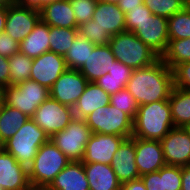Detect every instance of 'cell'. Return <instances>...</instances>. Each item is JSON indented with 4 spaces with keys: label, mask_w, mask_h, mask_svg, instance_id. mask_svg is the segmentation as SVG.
Listing matches in <instances>:
<instances>
[{
    "label": "cell",
    "mask_w": 190,
    "mask_h": 190,
    "mask_svg": "<svg viewBox=\"0 0 190 190\" xmlns=\"http://www.w3.org/2000/svg\"><path fill=\"white\" fill-rule=\"evenodd\" d=\"M48 97L50 90L30 79L3 88V102L23 112L29 118Z\"/></svg>",
    "instance_id": "cell-6"
},
{
    "label": "cell",
    "mask_w": 190,
    "mask_h": 190,
    "mask_svg": "<svg viewBox=\"0 0 190 190\" xmlns=\"http://www.w3.org/2000/svg\"><path fill=\"white\" fill-rule=\"evenodd\" d=\"M0 187L3 190H31L28 170L4 149L0 152Z\"/></svg>",
    "instance_id": "cell-16"
},
{
    "label": "cell",
    "mask_w": 190,
    "mask_h": 190,
    "mask_svg": "<svg viewBox=\"0 0 190 190\" xmlns=\"http://www.w3.org/2000/svg\"><path fill=\"white\" fill-rule=\"evenodd\" d=\"M121 190H146L141 178L121 184Z\"/></svg>",
    "instance_id": "cell-45"
},
{
    "label": "cell",
    "mask_w": 190,
    "mask_h": 190,
    "mask_svg": "<svg viewBox=\"0 0 190 190\" xmlns=\"http://www.w3.org/2000/svg\"><path fill=\"white\" fill-rule=\"evenodd\" d=\"M90 190H121L112 167L102 163H83Z\"/></svg>",
    "instance_id": "cell-24"
},
{
    "label": "cell",
    "mask_w": 190,
    "mask_h": 190,
    "mask_svg": "<svg viewBox=\"0 0 190 190\" xmlns=\"http://www.w3.org/2000/svg\"><path fill=\"white\" fill-rule=\"evenodd\" d=\"M146 190H166L164 184V166L156 172L140 176Z\"/></svg>",
    "instance_id": "cell-41"
},
{
    "label": "cell",
    "mask_w": 190,
    "mask_h": 190,
    "mask_svg": "<svg viewBox=\"0 0 190 190\" xmlns=\"http://www.w3.org/2000/svg\"><path fill=\"white\" fill-rule=\"evenodd\" d=\"M152 14L169 18L186 7L187 0H143Z\"/></svg>",
    "instance_id": "cell-34"
},
{
    "label": "cell",
    "mask_w": 190,
    "mask_h": 190,
    "mask_svg": "<svg viewBox=\"0 0 190 190\" xmlns=\"http://www.w3.org/2000/svg\"><path fill=\"white\" fill-rule=\"evenodd\" d=\"M133 33L161 57L169 43L168 18L151 14Z\"/></svg>",
    "instance_id": "cell-14"
},
{
    "label": "cell",
    "mask_w": 190,
    "mask_h": 190,
    "mask_svg": "<svg viewBox=\"0 0 190 190\" xmlns=\"http://www.w3.org/2000/svg\"><path fill=\"white\" fill-rule=\"evenodd\" d=\"M3 150V143L0 141V152Z\"/></svg>",
    "instance_id": "cell-55"
},
{
    "label": "cell",
    "mask_w": 190,
    "mask_h": 190,
    "mask_svg": "<svg viewBox=\"0 0 190 190\" xmlns=\"http://www.w3.org/2000/svg\"><path fill=\"white\" fill-rule=\"evenodd\" d=\"M92 20L111 36L126 31L125 13L118 7V4L98 0Z\"/></svg>",
    "instance_id": "cell-21"
},
{
    "label": "cell",
    "mask_w": 190,
    "mask_h": 190,
    "mask_svg": "<svg viewBox=\"0 0 190 190\" xmlns=\"http://www.w3.org/2000/svg\"><path fill=\"white\" fill-rule=\"evenodd\" d=\"M182 167L165 165L164 184L166 190H181Z\"/></svg>",
    "instance_id": "cell-40"
},
{
    "label": "cell",
    "mask_w": 190,
    "mask_h": 190,
    "mask_svg": "<svg viewBox=\"0 0 190 190\" xmlns=\"http://www.w3.org/2000/svg\"><path fill=\"white\" fill-rule=\"evenodd\" d=\"M40 11L17 5L13 2L7 6V17L4 32L20 43L40 21Z\"/></svg>",
    "instance_id": "cell-11"
},
{
    "label": "cell",
    "mask_w": 190,
    "mask_h": 190,
    "mask_svg": "<svg viewBox=\"0 0 190 190\" xmlns=\"http://www.w3.org/2000/svg\"><path fill=\"white\" fill-rule=\"evenodd\" d=\"M133 69L125 64L115 61L109 73L98 78L95 83L109 95L115 94L121 89L126 88L127 82L131 77Z\"/></svg>",
    "instance_id": "cell-26"
},
{
    "label": "cell",
    "mask_w": 190,
    "mask_h": 190,
    "mask_svg": "<svg viewBox=\"0 0 190 190\" xmlns=\"http://www.w3.org/2000/svg\"><path fill=\"white\" fill-rule=\"evenodd\" d=\"M39 11L41 21L49 26L72 29L79 27L69 0L53 1Z\"/></svg>",
    "instance_id": "cell-20"
},
{
    "label": "cell",
    "mask_w": 190,
    "mask_h": 190,
    "mask_svg": "<svg viewBox=\"0 0 190 190\" xmlns=\"http://www.w3.org/2000/svg\"><path fill=\"white\" fill-rule=\"evenodd\" d=\"M172 71L174 87L190 91V61L176 65Z\"/></svg>",
    "instance_id": "cell-39"
},
{
    "label": "cell",
    "mask_w": 190,
    "mask_h": 190,
    "mask_svg": "<svg viewBox=\"0 0 190 190\" xmlns=\"http://www.w3.org/2000/svg\"><path fill=\"white\" fill-rule=\"evenodd\" d=\"M173 87V71L161 58L150 66L133 69L126 85L139 106L168 100Z\"/></svg>",
    "instance_id": "cell-1"
},
{
    "label": "cell",
    "mask_w": 190,
    "mask_h": 190,
    "mask_svg": "<svg viewBox=\"0 0 190 190\" xmlns=\"http://www.w3.org/2000/svg\"><path fill=\"white\" fill-rule=\"evenodd\" d=\"M135 156V137L126 139L114 153L110 166L121 184L140 178Z\"/></svg>",
    "instance_id": "cell-18"
},
{
    "label": "cell",
    "mask_w": 190,
    "mask_h": 190,
    "mask_svg": "<svg viewBox=\"0 0 190 190\" xmlns=\"http://www.w3.org/2000/svg\"><path fill=\"white\" fill-rule=\"evenodd\" d=\"M10 69V85H16L30 79L33 59L18 52L8 58Z\"/></svg>",
    "instance_id": "cell-32"
},
{
    "label": "cell",
    "mask_w": 190,
    "mask_h": 190,
    "mask_svg": "<svg viewBox=\"0 0 190 190\" xmlns=\"http://www.w3.org/2000/svg\"><path fill=\"white\" fill-rule=\"evenodd\" d=\"M85 121L92 133L132 137L133 119L124 111L110 104L90 113Z\"/></svg>",
    "instance_id": "cell-7"
},
{
    "label": "cell",
    "mask_w": 190,
    "mask_h": 190,
    "mask_svg": "<svg viewBox=\"0 0 190 190\" xmlns=\"http://www.w3.org/2000/svg\"><path fill=\"white\" fill-rule=\"evenodd\" d=\"M110 104V95L95 82H89L73 107L75 118L85 119L96 109Z\"/></svg>",
    "instance_id": "cell-23"
},
{
    "label": "cell",
    "mask_w": 190,
    "mask_h": 190,
    "mask_svg": "<svg viewBox=\"0 0 190 190\" xmlns=\"http://www.w3.org/2000/svg\"><path fill=\"white\" fill-rule=\"evenodd\" d=\"M73 108L48 97L35 111L31 119L51 138L65 129L74 119Z\"/></svg>",
    "instance_id": "cell-9"
},
{
    "label": "cell",
    "mask_w": 190,
    "mask_h": 190,
    "mask_svg": "<svg viewBox=\"0 0 190 190\" xmlns=\"http://www.w3.org/2000/svg\"><path fill=\"white\" fill-rule=\"evenodd\" d=\"M78 26L92 20L98 0H69Z\"/></svg>",
    "instance_id": "cell-37"
},
{
    "label": "cell",
    "mask_w": 190,
    "mask_h": 190,
    "mask_svg": "<svg viewBox=\"0 0 190 190\" xmlns=\"http://www.w3.org/2000/svg\"><path fill=\"white\" fill-rule=\"evenodd\" d=\"M135 163L140 176L156 172L166 165L161 142L135 137Z\"/></svg>",
    "instance_id": "cell-17"
},
{
    "label": "cell",
    "mask_w": 190,
    "mask_h": 190,
    "mask_svg": "<svg viewBox=\"0 0 190 190\" xmlns=\"http://www.w3.org/2000/svg\"><path fill=\"white\" fill-rule=\"evenodd\" d=\"M143 0H120L118 3V7L124 12L127 13L130 9L142 4Z\"/></svg>",
    "instance_id": "cell-46"
},
{
    "label": "cell",
    "mask_w": 190,
    "mask_h": 190,
    "mask_svg": "<svg viewBox=\"0 0 190 190\" xmlns=\"http://www.w3.org/2000/svg\"><path fill=\"white\" fill-rule=\"evenodd\" d=\"M78 34L95 45H109L111 35L89 20L78 27Z\"/></svg>",
    "instance_id": "cell-35"
},
{
    "label": "cell",
    "mask_w": 190,
    "mask_h": 190,
    "mask_svg": "<svg viewBox=\"0 0 190 190\" xmlns=\"http://www.w3.org/2000/svg\"><path fill=\"white\" fill-rule=\"evenodd\" d=\"M7 17V6H0V34L4 32Z\"/></svg>",
    "instance_id": "cell-48"
},
{
    "label": "cell",
    "mask_w": 190,
    "mask_h": 190,
    "mask_svg": "<svg viewBox=\"0 0 190 190\" xmlns=\"http://www.w3.org/2000/svg\"><path fill=\"white\" fill-rule=\"evenodd\" d=\"M173 127L169 101H156L138 107L132 137L160 141Z\"/></svg>",
    "instance_id": "cell-2"
},
{
    "label": "cell",
    "mask_w": 190,
    "mask_h": 190,
    "mask_svg": "<svg viewBox=\"0 0 190 190\" xmlns=\"http://www.w3.org/2000/svg\"><path fill=\"white\" fill-rule=\"evenodd\" d=\"M56 0H14V2L22 7L33 8L40 10L46 4H49Z\"/></svg>",
    "instance_id": "cell-44"
},
{
    "label": "cell",
    "mask_w": 190,
    "mask_h": 190,
    "mask_svg": "<svg viewBox=\"0 0 190 190\" xmlns=\"http://www.w3.org/2000/svg\"><path fill=\"white\" fill-rule=\"evenodd\" d=\"M31 190H49L48 188H32Z\"/></svg>",
    "instance_id": "cell-53"
},
{
    "label": "cell",
    "mask_w": 190,
    "mask_h": 190,
    "mask_svg": "<svg viewBox=\"0 0 190 190\" xmlns=\"http://www.w3.org/2000/svg\"><path fill=\"white\" fill-rule=\"evenodd\" d=\"M110 105L124 111L132 119L135 118L136 112L138 111L139 104L131 93L126 89H121L115 94L110 95Z\"/></svg>",
    "instance_id": "cell-36"
},
{
    "label": "cell",
    "mask_w": 190,
    "mask_h": 190,
    "mask_svg": "<svg viewBox=\"0 0 190 190\" xmlns=\"http://www.w3.org/2000/svg\"><path fill=\"white\" fill-rule=\"evenodd\" d=\"M78 36V29L58 28L50 26V52L65 56Z\"/></svg>",
    "instance_id": "cell-31"
},
{
    "label": "cell",
    "mask_w": 190,
    "mask_h": 190,
    "mask_svg": "<svg viewBox=\"0 0 190 190\" xmlns=\"http://www.w3.org/2000/svg\"><path fill=\"white\" fill-rule=\"evenodd\" d=\"M67 69L64 56L48 51L39 57L33 58L30 80L50 89Z\"/></svg>",
    "instance_id": "cell-15"
},
{
    "label": "cell",
    "mask_w": 190,
    "mask_h": 190,
    "mask_svg": "<svg viewBox=\"0 0 190 190\" xmlns=\"http://www.w3.org/2000/svg\"><path fill=\"white\" fill-rule=\"evenodd\" d=\"M29 119L27 115L2 102L0 106V141L4 144Z\"/></svg>",
    "instance_id": "cell-27"
},
{
    "label": "cell",
    "mask_w": 190,
    "mask_h": 190,
    "mask_svg": "<svg viewBox=\"0 0 190 190\" xmlns=\"http://www.w3.org/2000/svg\"><path fill=\"white\" fill-rule=\"evenodd\" d=\"M14 2V0H0V6H9Z\"/></svg>",
    "instance_id": "cell-49"
},
{
    "label": "cell",
    "mask_w": 190,
    "mask_h": 190,
    "mask_svg": "<svg viewBox=\"0 0 190 190\" xmlns=\"http://www.w3.org/2000/svg\"><path fill=\"white\" fill-rule=\"evenodd\" d=\"M169 40L190 38V10L185 7L168 18Z\"/></svg>",
    "instance_id": "cell-33"
},
{
    "label": "cell",
    "mask_w": 190,
    "mask_h": 190,
    "mask_svg": "<svg viewBox=\"0 0 190 190\" xmlns=\"http://www.w3.org/2000/svg\"><path fill=\"white\" fill-rule=\"evenodd\" d=\"M20 43L12 39L6 32L0 34V55L9 58L19 52Z\"/></svg>",
    "instance_id": "cell-42"
},
{
    "label": "cell",
    "mask_w": 190,
    "mask_h": 190,
    "mask_svg": "<svg viewBox=\"0 0 190 190\" xmlns=\"http://www.w3.org/2000/svg\"><path fill=\"white\" fill-rule=\"evenodd\" d=\"M49 139L45 131L29 118L15 135L3 144V149L28 169L39 148Z\"/></svg>",
    "instance_id": "cell-5"
},
{
    "label": "cell",
    "mask_w": 190,
    "mask_h": 190,
    "mask_svg": "<svg viewBox=\"0 0 190 190\" xmlns=\"http://www.w3.org/2000/svg\"><path fill=\"white\" fill-rule=\"evenodd\" d=\"M128 138L102 133H92L86 144L83 163H102L110 165L114 153Z\"/></svg>",
    "instance_id": "cell-13"
},
{
    "label": "cell",
    "mask_w": 190,
    "mask_h": 190,
    "mask_svg": "<svg viewBox=\"0 0 190 190\" xmlns=\"http://www.w3.org/2000/svg\"><path fill=\"white\" fill-rule=\"evenodd\" d=\"M181 190H190V165L182 167Z\"/></svg>",
    "instance_id": "cell-47"
},
{
    "label": "cell",
    "mask_w": 190,
    "mask_h": 190,
    "mask_svg": "<svg viewBox=\"0 0 190 190\" xmlns=\"http://www.w3.org/2000/svg\"><path fill=\"white\" fill-rule=\"evenodd\" d=\"M115 61L109 45H96L79 71L89 82H95L109 73Z\"/></svg>",
    "instance_id": "cell-19"
},
{
    "label": "cell",
    "mask_w": 190,
    "mask_h": 190,
    "mask_svg": "<svg viewBox=\"0 0 190 190\" xmlns=\"http://www.w3.org/2000/svg\"><path fill=\"white\" fill-rule=\"evenodd\" d=\"M186 7L190 10V0H187Z\"/></svg>",
    "instance_id": "cell-54"
},
{
    "label": "cell",
    "mask_w": 190,
    "mask_h": 190,
    "mask_svg": "<svg viewBox=\"0 0 190 190\" xmlns=\"http://www.w3.org/2000/svg\"><path fill=\"white\" fill-rule=\"evenodd\" d=\"M49 31L50 26L40 20L32 32L20 42L19 52L33 59L50 51Z\"/></svg>",
    "instance_id": "cell-25"
},
{
    "label": "cell",
    "mask_w": 190,
    "mask_h": 190,
    "mask_svg": "<svg viewBox=\"0 0 190 190\" xmlns=\"http://www.w3.org/2000/svg\"><path fill=\"white\" fill-rule=\"evenodd\" d=\"M91 135L92 131L85 119L74 117L65 129L55 133L50 139L70 161H82Z\"/></svg>",
    "instance_id": "cell-8"
},
{
    "label": "cell",
    "mask_w": 190,
    "mask_h": 190,
    "mask_svg": "<svg viewBox=\"0 0 190 190\" xmlns=\"http://www.w3.org/2000/svg\"><path fill=\"white\" fill-rule=\"evenodd\" d=\"M109 46L115 59L132 69L150 66L161 58L133 32L125 31L112 36Z\"/></svg>",
    "instance_id": "cell-4"
},
{
    "label": "cell",
    "mask_w": 190,
    "mask_h": 190,
    "mask_svg": "<svg viewBox=\"0 0 190 190\" xmlns=\"http://www.w3.org/2000/svg\"><path fill=\"white\" fill-rule=\"evenodd\" d=\"M8 86H10L9 61L0 55V87L3 89Z\"/></svg>",
    "instance_id": "cell-43"
},
{
    "label": "cell",
    "mask_w": 190,
    "mask_h": 190,
    "mask_svg": "<svg viewBox=\"0 0 190 190\" xmlns=\"http://www.w3.org/2000/svg\"><path fill=\"white\" fill-rule=\"evenodd\" d=\"M95 46L94 43L82 38L78 34L74 39L71 48L64 56L68 69L79 70L85 64L89 54L92 53Z\"/></svg>",
    "instance_id": "cell-29"
},
{
    "label": "cell",
    "mask_w": 190,
    "mask_h": 190,
    "mask_svg": "<svg viewBox=\"0 0 190 190\" xmlns=\"http://www.w3.org/2000/svg\"><path fill=\"white\" fill-rule=\"evenodd\" d=\"M105 3H112V4H118L120 0H100Z\"/></svg>",
    "instance_id": "cell-50"
},
{
    "label": "cell",
    "mask_w": 190,
    "mask_h": 190,
    "mask_svg": "<svg viewBox=\"0 0 190 190\" xmlns=\"http://www.w3.org/2000/svg\"><path fill=\"white\" fill-rule=\"evenodd\" d=\"M161 59L171 70L178 64L190 61V38L169 40Z\"/></svg>",
    "instance_id": "cell-30"
},
{
    "label": "cell",
    "mask_w": 190,
    "mask_h": 190,
    "mask_svg": "<svg viewBox=\"0 0 190 190\" xmlns=\"http://www.w3.org/2000/svg\"><path fill=\"white\" fill-rule=\"evenodd\" d=\"M151 14V11L144 4V2L134 7L133 9H130L129 12L125 13L126 31L133 32L134 30L139 28V25L149 19V16Z\"/></svg>",
    "instance_id": "cell-38"
},
{
    "label": "cell",
    "mask_w": 190,
    "mask_h": 190,
    "mask_svg": "<svg viewBox=\"0 0 190 190\" xmlns=\"http://www.w3.org/2000/svg\"><path fill=\"white\" fill-rule=\"evenodd\" d=\"M183 128L186 130V132L189 134L190 136V122H188L185 126H183Z\"/></svg>",
    "instance_id": "cell-51"
},
{
    "label": "cell",
    "mask_w": 190,
    "mask_h": 190,
    "mask_svg": "<svg viewBox=\"0 0 190 190\" xmlns=\"http://www.w3.org/2000/svg\"><path fill=\"white\" fill-rule=\"evenodd\" d=\"M168 101L175 127H183L190 122V91L173 87Z\"/></svg>",
    "instance_id": "cell-28"
},
{
    "label": "cell",
    "mask_w": 190,
    "mask_h": 190,
    "mask_svg": "<svg viewBox=\"0 0 190 190\" xmlns=\"http://www.w3.org/2000/svg\"><path fill=\"white\" fill-rule=\"evenodd\" d=\"M49 190H90L82 161H70L60 171L51 184Z\"/></svg>",
    "instance_id": "cell-22"
},
{
    "label": "cell",
    "mask_w": 190,
    "mask_h": 190,
    "mask_svg": "<svg viewBox=\"0 0 190 190\" xmlns=\"http://www.w3.org/2000/svg\"><path fill=\"white\" fill-rule=\"evenodd\" d=\"M89 81L79 70L67 69L55 81L50 90V97L61 104L74 107L85 91Z\"/></svg>",
    "instance_id": "cell-10"
},
{
    "label": "cell",
    "mask_w": 190,
    "mask_h": 190,
    "mask_svg": "<svg viewBox=\"0 0 190 190\" xmlns=\"http://www.w3.org/2000/svg\"><path fill=\"white\" fill-rule=\"evenodd\" d=\"M3 102V89L0 87V103Z\"/></svg>",
    "instance_id": "cell-52"
},
{
    "label": "cell",
    "mask_w": 190,
    "mask_h": 190,
    "mask_svg": "<svg viewBox=\"0 0 190 190\" xmlns=\"http://www.w3.org/2000/svg\"><path fill=\"white\" fill-rule=\"evenodd\" d=\"M69 162L67 156L49 139L39 148L27 169L31 188H47Z\"/></svg>",
    "instance_id": "cell-3"
},
{
    "label": "cell",
    "mask_w": 190,
    "mask_h": 190,
    "mask_svg": "<svg viewBox=\"0 0 190 190\" xmlns=\"http://www.w3.org/2000/svg\"><path fill=\"white\" fill-rule=\"evenodd\" d=\"M160 142L166 165H190V136L183 127H173Z\"/></svg>",
    "instance_id": "cell-12"
}]
</instances>
